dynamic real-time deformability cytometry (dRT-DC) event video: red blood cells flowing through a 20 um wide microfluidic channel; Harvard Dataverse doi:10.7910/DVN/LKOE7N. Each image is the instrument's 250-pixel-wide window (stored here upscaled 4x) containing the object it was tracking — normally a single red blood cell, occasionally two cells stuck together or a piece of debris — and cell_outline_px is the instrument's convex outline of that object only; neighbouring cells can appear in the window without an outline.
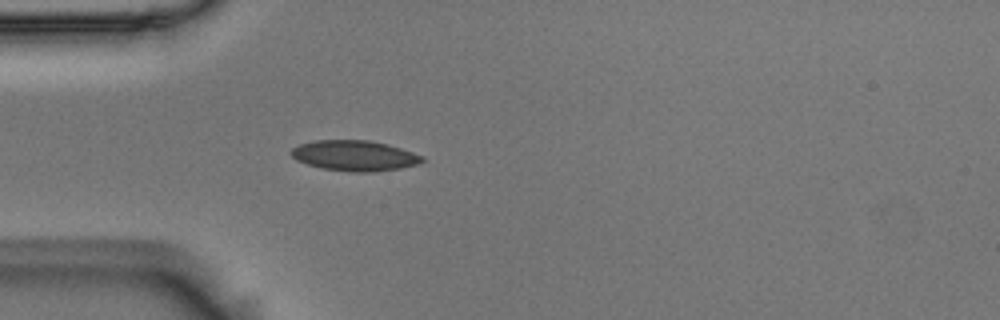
{"species": "Egyptian fruit bat (a non-hibernating species)", "species_latin": "Rousettus aegyptiacus", "temperature_condition": "room temperature", "stored_images_in_passage": 27, "camera_frame_rate_fps": 3000, "um_per_image_px": 0.085, "animal": {"sex": "male"}, "frame": {"image": 1, "passage_image": 4, "time_ms": 1.0, "image_size_px": [1000, 320], "cell_outline_px": [[424, 160], [420, 164], [400, 168], [372, 172], [348, 172], [320, 168], [296, 160], [292, 156], [292, 148], [300, 144], [316, 140], [368, 140], [388, 144], [424, 156]], "centroid_in_image_um": [30.16, 13.23], "position_along_channel_um": 54.8, "area_um2": 23.29}}
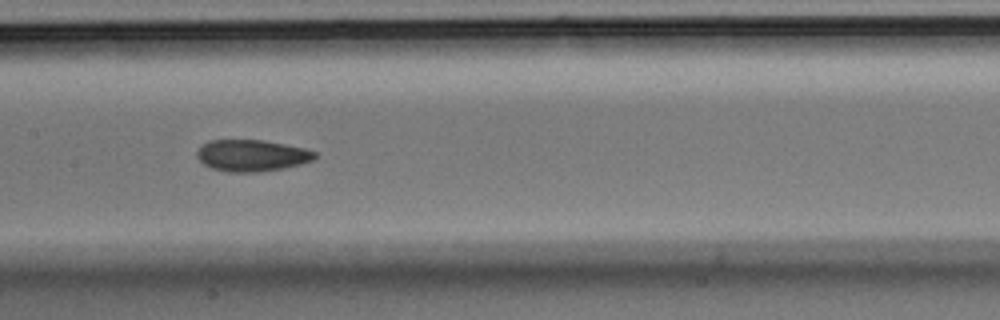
{"frame": {"image": 2, "passage_image": 15, "time_ms": 4.667, "image_size_px": [1000, 320], "cell_outline_px": [[316, 156], [312, 160], [300, 164], [284, 168], [260, 172], [228, 172], [212, 168], [204, 164], [196, 156], [196, 152], [200, 144], [208, 140], [264, 140], [304, 148], [316, 152]], "centroid_in_image_um": [21.36, 13.21], "position_along_channel_um": 186.0, "area_um2": 21.79}}
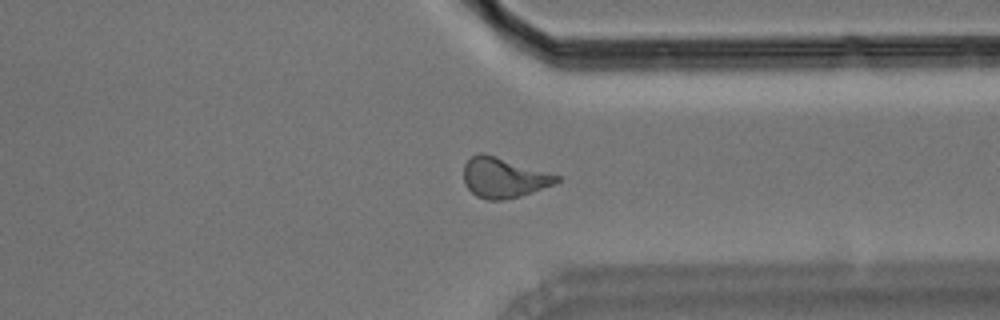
{"frame": {"image": 3, "passage_image": 26, "time_ms": 8.333, "image_size_px": [1000, 320], "cell_outline_px": [[560, 180], [556, 184], [520, 196], [500, 200], [488, 200], [476, 196], [464, 184], [464, 164], [472, 156], [480, 152], [484, 152], [560, 176]], "centroid_in_image_um": [42.8, 15.1], "position_along_channel_um": 368.6, "area_um2": 21.68}}